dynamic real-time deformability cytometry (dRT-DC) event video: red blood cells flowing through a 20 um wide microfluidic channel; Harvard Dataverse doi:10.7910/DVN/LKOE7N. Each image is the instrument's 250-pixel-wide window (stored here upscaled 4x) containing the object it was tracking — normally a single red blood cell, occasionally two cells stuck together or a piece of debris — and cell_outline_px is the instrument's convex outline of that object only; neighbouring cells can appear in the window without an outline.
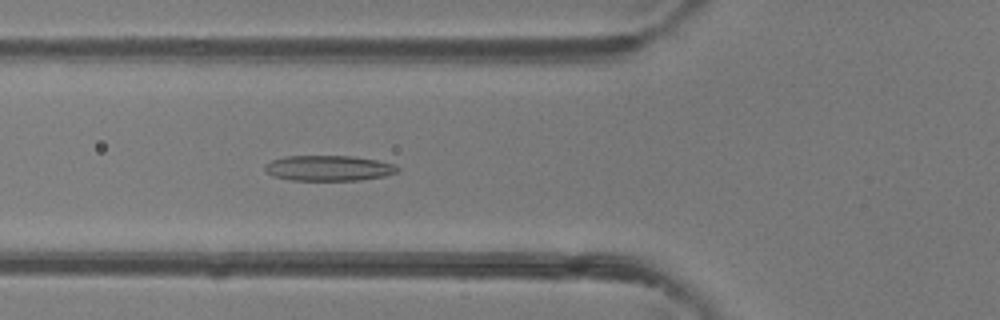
{"species": "common noctule bat (a hibernating species)", "species_latin": "Nyctalus noctula", "temperature_condition": "room temperature", "stored_images_in_passage": 44, "camera_frame_rate_fps": 3000, "um_per_image_px": 0.085, "animal": {"sex": "female"}, "frame": {"image": 1, "passage_image": 18, "time_ms": 5.667, "image_size_px": [1000, 320], "cell_outline_px": [[400, 172], [384, 176], [360, 180], [292, 180], [272, 176], [264, 172], [264, 164], [272, 160], [284, 156], [352, 156], [376, 160], [392, 164], [400, 168]], "centroid_in_image_um": [27.9, 14.29], "position_along_channel_um": 97.9, "area_um2": 19.77}}
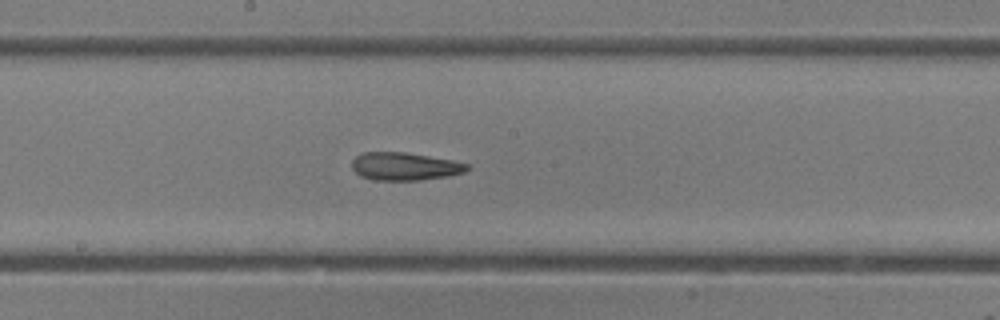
{"frame": {"image": 2, "passage_image": 26, "time_ms": 8.333, "image_size_px": [1000, 320], "cell_outline_px": [[468, 168], [464, 172], [448, 176], [420, 180], [372, 180], [360, 176], [352, 168], [352, 160], [356, 156], [364, 152], [404, 152], [452, 160], [468, 164]], "centroid_in_image_um": [34.37, 14.14], "position_along_channel_um": 213.8, "area_um2": 18.61}}
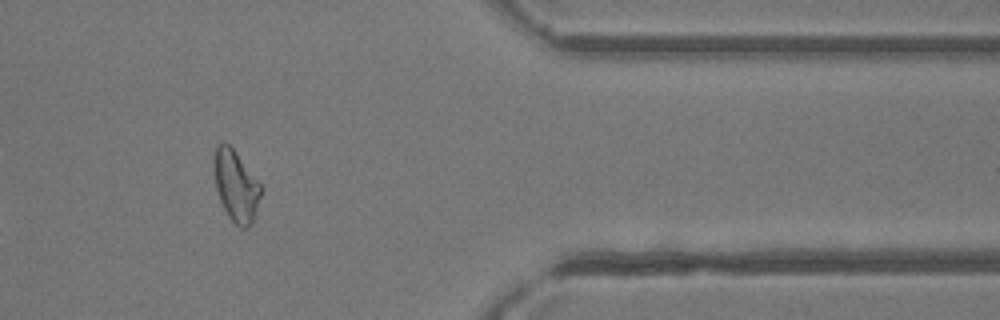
{"frame": {"image": 3, "passage_image": 40, "time_ms": 13.0, "image_size_px": [1000, 320], "cell_outline_px": [[260, 196], [256, 212], [252, 224], [248, 228], [240, 228], [228, 216], [220, 200], [216, 188], [212, 164], [216, 144], [224, 140], [232, 148], [260, 184]], "centroid_in_image_um": [20.01, 15.79], "position_along_channel_um": 391.4, "area_um2": 19.31}, "authors_computed_cell_mechanics": {"area_um2": 20.0277, "velocity_mm_per_s": 4.3218, "shape_relaxation_time_tau1_ms": 5.4184, "shape_relaxation_time_tau2_ms": 2.1595, "deformation_change_tau1": 0.1678, "deformation_change_tau2": 0.1135}}